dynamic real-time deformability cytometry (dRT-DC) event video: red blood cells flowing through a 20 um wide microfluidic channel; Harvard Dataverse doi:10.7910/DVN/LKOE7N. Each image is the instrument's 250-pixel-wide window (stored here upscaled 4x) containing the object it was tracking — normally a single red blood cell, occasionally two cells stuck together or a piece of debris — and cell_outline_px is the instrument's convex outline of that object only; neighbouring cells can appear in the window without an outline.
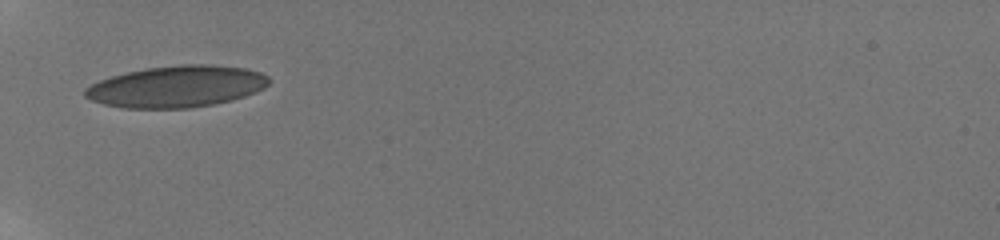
{"species": "human", "species_latin": "Homo sapiens", "temperature_condition": "room temperature", "stored_images_in_passage": 5, "camera_frame_rate_fps": 3000, "um_per_image_px": 0.085, "donor": {"sex": "male"}, "frame": {"image": 1, "passage_image": 1, "time_ms": 0.0, "image_size_px": [1000, 240], "cell_outline_px": [[272, 80], [264, 88], [256, 92], [232, 100], [216, 104], [188, 108], [124, 108], [104, 104], [92, 100], [84, 96], [84, 88], [100, 80], [112, 76], [128, 72], [148, 68], [180, 64], [208, 64], [244, 68], [260, 72], [268, 76]], "centroid_in_image_um": [15.04, 7.36], "position_along_channel_um": 70.0, "area_um2": 44.56}}